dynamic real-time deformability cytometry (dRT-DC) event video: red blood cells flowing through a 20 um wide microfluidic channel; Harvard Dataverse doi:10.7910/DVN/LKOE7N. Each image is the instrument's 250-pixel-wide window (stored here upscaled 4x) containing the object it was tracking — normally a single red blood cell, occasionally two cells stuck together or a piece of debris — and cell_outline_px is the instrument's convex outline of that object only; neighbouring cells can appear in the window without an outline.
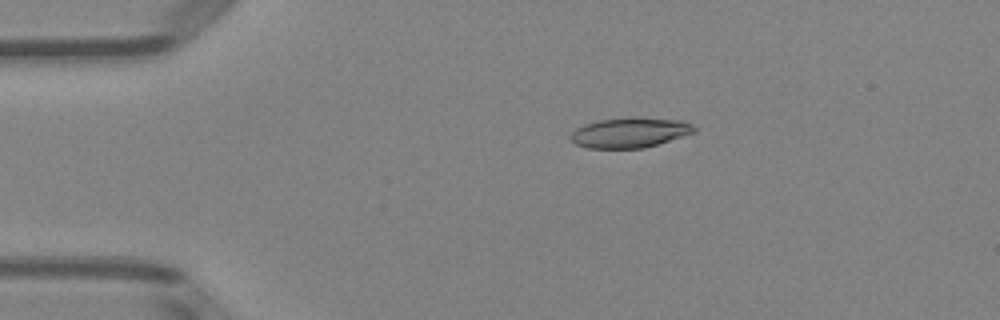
{"species": "Egyptian fruit bat (a non-hibernating species)", "species_latin": "Rousettus aegyptiacus", "temperature_condition": "room temperature", "stored_images_in_passage": 7, "camera_frame_rate_fps": 3000, "um_per_image_px": 0.085, "animal": {"sex": "female"}, "frame": {"image": 1, "passage_image": 3, "time_ms": 2.333, "image_size_px": [1000, 320], "cell_outline_px": [[696, 132], [644, 148], [588, 148], [576, 144], [568, 136], [576, 128], [584, 124], [600, 120], [628, 116], [684, 120], [692, 124], [696, 128]], "centroid_in_image_um": [53.55, 11.25], "position_along_channel_um": 31.5, "area_um2": 21.91}}
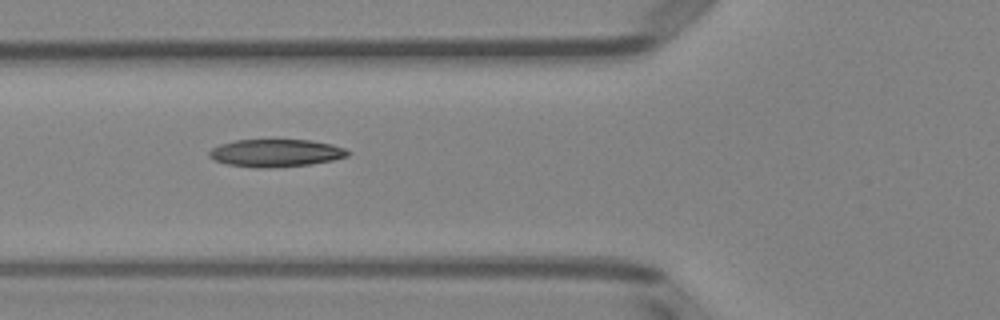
{"frame": {"image": 2, "passage_image": 5, "time_ms": 5.333, "image_size_px": [1000, 320], "cell_outline_px": [[352, 152], [348, 156], [332, 160], [308, 164], [264, 168], [256, 168], [228, 164], [216, 160], [208, 156], [208, 152], [212, 148], [220, 144], [236, 140], [312, 140], [332, 144], [344, 148]], "centroid_in_image_um": [23.45, 13.0], "position_along_channel_um": 102.3, "area_um2": 22.14}}
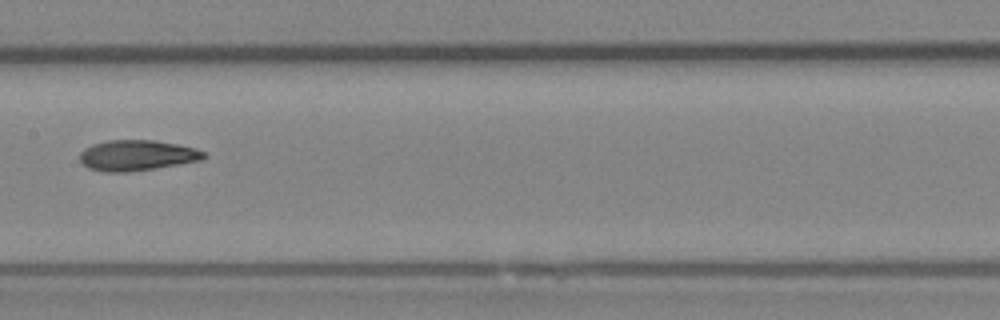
{"frame": {"image": 3, "passage_image": 7, "time_ms": 7.667, "image_size_px": [1000, 320], "cell_outline_px": [[208, 156], [200, 160], [156, 168], [128, 172], [104, 172], [88, 168], [80, 160], [80, 152], [84, 148], [92, 144], [108, 140], [156, 140], [196, 148], [204, 152]], "centroid_in_image_um": [11.63, 13.2], "position_along_channel_um": 195.8, "area_um2": 22.14}}